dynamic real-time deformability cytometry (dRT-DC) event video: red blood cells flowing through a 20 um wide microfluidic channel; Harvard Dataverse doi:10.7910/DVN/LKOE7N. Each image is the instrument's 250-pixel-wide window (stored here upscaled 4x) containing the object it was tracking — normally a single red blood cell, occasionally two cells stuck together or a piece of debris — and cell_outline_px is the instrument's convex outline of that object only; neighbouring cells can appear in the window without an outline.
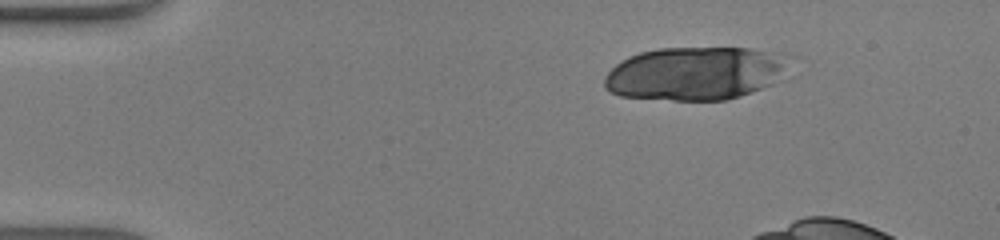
{"species": "human", "species_latin": "Homo sapiens", "temperature_condition": "warm", "stored_images_in_passage": 37, "camera_frame_rate_fps": 3000, "um_per_image_px": 0.085, "donor": {"sex": "male"}, "frame": {"image": 1, "passage_image": 1, "time_ms": 0.0, "image_size_px": [1000, 240], "cell_outline_px": [[800, 56], [780, 80], [772, 84], [752, 92], [740, 96], [724, 100], [672, 100], [620, 96], [608, 92], [604, 88], [604, 76], [620, 60], [628, 56], [640, 52], [660, 48], [752, 48], [784, 52]], "centroid_in_image_um": [59.25, 6.21], "position_along_channel_um": 25.8, "area_um2": 59.07}}
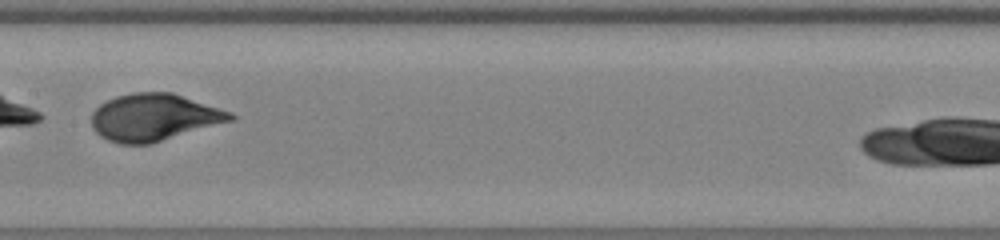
{"frame": {"image": 2, "passage_image": 19, "time_ms": 6.0, "image_size_px": [1000, 240], "cell_outline_px": [[236, 120], [152, 144], [120, 144], [108, 140], [100, 136], [92, 128], [92, 112], [100, 104], [116, 96], [132, 92], [172, 92], [232, 112], [236, 116]], "centroid_in_image_um": [13.13, 9.98], "position_along_channel_um": 194.3, "area_um2": 38.55}}
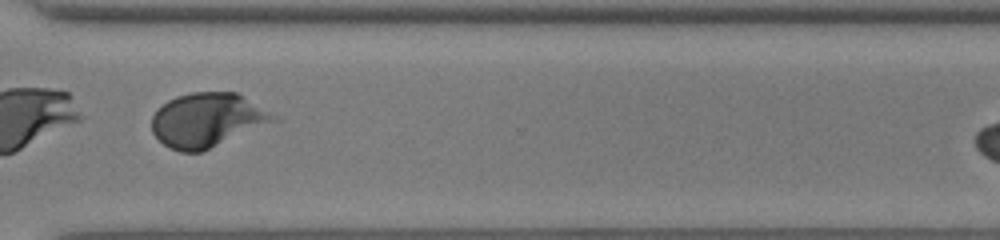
{"frame": {"image": 3, "passage_image": 30, "time_ms": 9.667, "image_size_px": [1000, 240], "cell_outline_px": [[280, 120], [200, 152], [180, 152], [168, 148], [152, 132], [152, 116], [156, 108], [168, 100], [176, 96], [192, 92], [236, 92], [280, 116]], "centroid_in_image_um": [17.64, 10.19], "position_along_channel_um": 353.0, "area_um2": 38.67}, "authors_computed_cell_mechanics": {"area_um2": 38.3214, "velocity_mm_per_s": 4.3208, "shape_relaxation_time_tau1_ms": 1.0549, "shape_relaxation_time_tau2_ms": null, "deformation_change_tau1": 0.3412, "deformation_change_tau2": null}}